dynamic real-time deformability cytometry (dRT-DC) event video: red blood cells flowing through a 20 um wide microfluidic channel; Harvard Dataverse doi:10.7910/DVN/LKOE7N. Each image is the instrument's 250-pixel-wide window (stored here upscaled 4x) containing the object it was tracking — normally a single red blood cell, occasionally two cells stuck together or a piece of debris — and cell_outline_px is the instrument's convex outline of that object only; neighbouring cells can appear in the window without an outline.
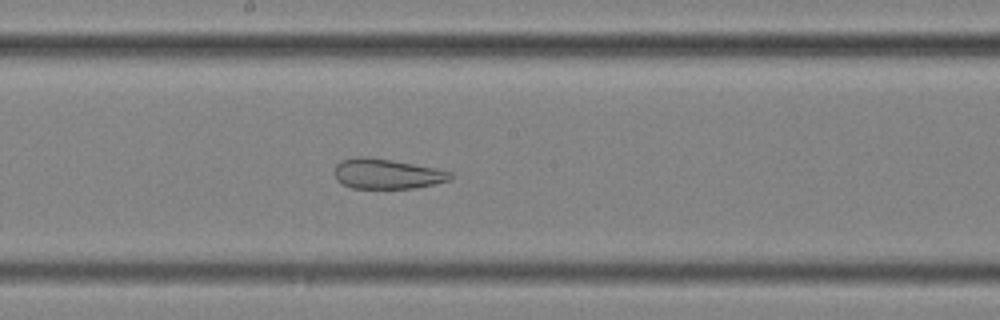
{"species": "common noctule bat (a hibernating species)", "species_latin": "Nyctalus noctula", "temperature_condition": "cold", "stored_images_in_passage": 44, "camera_frame_rate_fps": 3000, "um_per_image_px": 0.085, "animal": {"sex": "female", "body_mass_g": 25.1}, "frame": {"image": 1, "passage_image": 19, "time_ms": 6.0, "image_size_px": [1000, 320], "cell_outline_px": [[452, 180], [416, 188], [352, 188], [336, 180], [332, 172], [332, 168], [340, 160], [360, 156], [364, 156], [392, 160], [436, 168], [452, 172]], "centroid_in_image_um": [32.85, 14.77], "position_along_channel_um": 215.3, "area_um2": 20.58}, "authors_computed_cell_mechanics": {"area_um2": 28.3798, "velocity_mm_per_s": 3.5732, "shape_relaxation_time_tau1_ms": null, "shape_relaxation_time_tau2_ms": 2.0842, "deformation_change_tau1": null, "deformation_change_tau2": 0.0948}}